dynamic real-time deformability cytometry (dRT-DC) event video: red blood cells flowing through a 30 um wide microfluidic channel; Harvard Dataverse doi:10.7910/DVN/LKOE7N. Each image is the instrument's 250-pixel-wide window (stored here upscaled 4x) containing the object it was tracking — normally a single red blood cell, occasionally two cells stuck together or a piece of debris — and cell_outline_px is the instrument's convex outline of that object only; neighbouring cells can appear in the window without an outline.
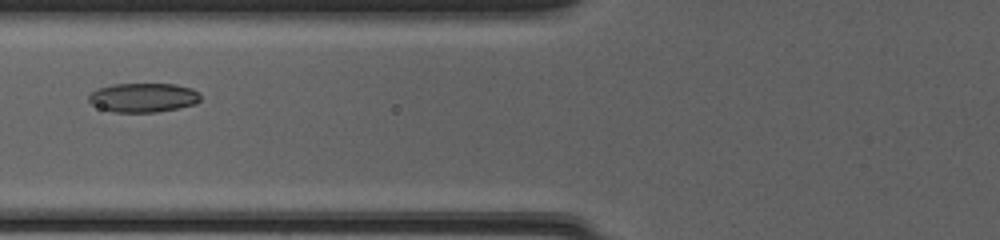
{"species": "common noctule bat (a hibernating species)", "species_latin": "Nyctalus noctula", "temperature_condition": "cold", "stored_images_in_passage": 40, "camera_frame_rate_fps": 3000, "um_per_image_px": 0.085, "animal": {"sex": "female", "body_mass_g": 20.0, "forearm_length_mm": 54.0}, "frame": {"image": 1, "passage_image": 11, "time_ms": 3.333, "image_size_px": [1000, 240], "cell_outline_px": [[200, 100], [196, 104], [156, 112], [112, 112], [100, 108], [92, 104], [88, 100], [88, 96], [96, 88], [112, 84], [176, 84], [192, 88], [200, 92]], "centroid_in_image_um": [12.17, 8.28], "position_along_channel_um": 113.6, "area_um2": 19.13}}
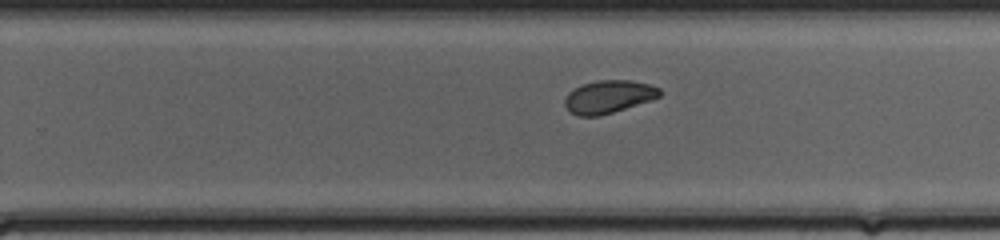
{"frame": {"image": 2, "passage_image": 23, "time_ms": 7.333, "image_size_px": [1000, 240], "cell_outline_px": [[660, 96], [652, 100], [600, 116], [580, 116], [572, 112], [564, 104], [564, 96], [572, 88], [596, 80], [632, 80], [648, 84], [660, 88]], "centroid_in_image_um": [51.71, 8.21], "position_along_channel_um": 278.1, "area_um2": 18.21}}
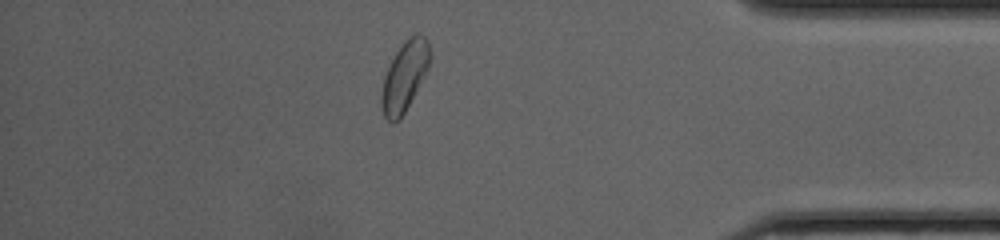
{"frame": {"image": 3, "passage_image": 34, "time_ms": 11.0, "image_size_px": [1000, 240], "cell_outline_px": [[432, 56], [428, 68], [424, 76], [400, 120], [392, 124], [384, 116], [380, 104], [380, 96], [384, 76], [396, 52], [404, 40], [416, 32], [420, 32], [428, 40], [432, 52]], "centroid_in_image_um": [34.4, 6.46], "position_along_channel_um": 400.8, "area_um2": 19.88}, "authors_computed_cell_mechanics": {"area_um2": 18.7561, "velocity_mm_per_s": 4.111, "shape_relaxation_time_tau1_ms": 3.9838, "shape_relaxation_time_tau2_ms": 6.1123, "deformation_change_tau1": 0.1245, "deformation_change_tau2": 0.0865}}